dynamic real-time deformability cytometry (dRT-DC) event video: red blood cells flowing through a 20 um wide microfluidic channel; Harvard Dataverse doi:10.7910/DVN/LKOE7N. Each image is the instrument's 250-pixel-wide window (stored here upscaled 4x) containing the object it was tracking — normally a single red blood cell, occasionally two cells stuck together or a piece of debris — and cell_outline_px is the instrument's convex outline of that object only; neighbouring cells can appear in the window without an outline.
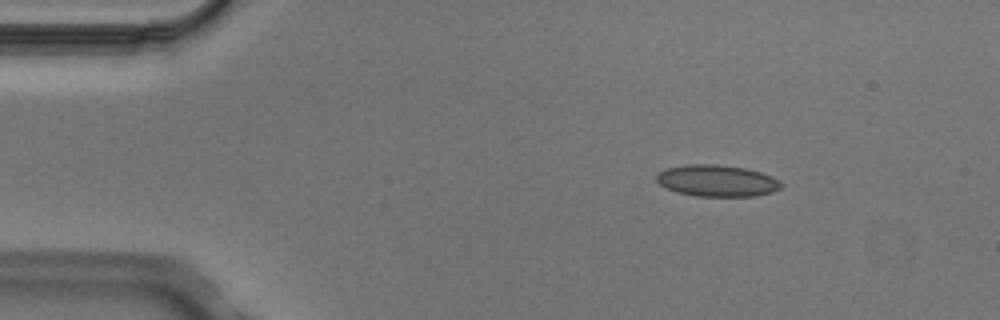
{"species": "Egyptian fruit bat (a non-hibernating species)", "species_latin": "Rousettus aegyptiacus", "temperature_condition": "cold", "stored_images_in_passage": 4, "camera_frame_rate_fps": 3000, "um_per_image_px": 0.085, "animal": {"sex": "male"}, "frame": {"image": 1, "passage_image": 2, "time_ms": 0.333, "image_size_px": [1000, 320], "cell_outline_px": [[784, 184], [780, 188], [772, 192], [756, 196], [696, 196], [676, 192], [660, 184], [656, 180], [656, 176], [664, 168], [684, 164], [716, 164], [744, 168], [760, 172], [772, 176], [780, 180]], "centroid_in_image_um": [60.95, 15.36], "position_along_channel_um": 24.0, "area_um2": 23.06}}